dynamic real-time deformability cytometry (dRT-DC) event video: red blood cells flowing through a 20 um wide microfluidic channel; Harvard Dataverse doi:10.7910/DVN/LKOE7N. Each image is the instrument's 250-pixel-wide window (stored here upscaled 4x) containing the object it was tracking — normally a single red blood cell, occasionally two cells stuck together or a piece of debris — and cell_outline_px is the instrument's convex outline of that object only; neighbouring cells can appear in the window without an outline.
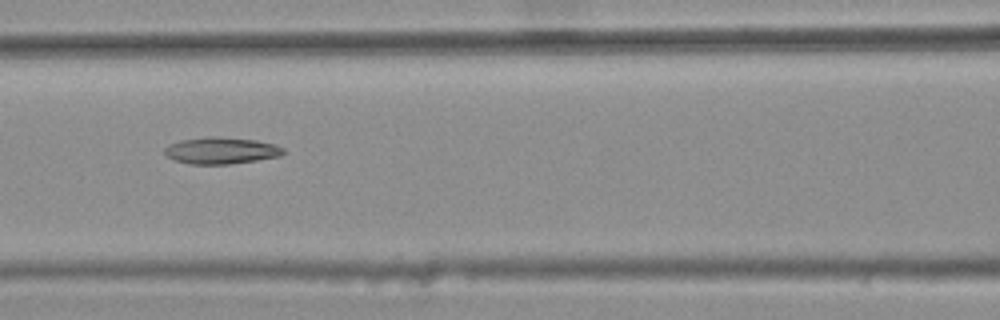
{"species": "common noctule bat (a hibernating species)", "species_latin": "Nyctalus noctula", "temperature_condition": "warm", "stored_images_in_passage": 5, "camera_frame_rate_fps": 3000, "um_per_image_px": 0.085, "animal": {"sex": "female", "body_mass_g": 25.1}, "frame": {"image": 1, "passage_image": 5, "time_ms": 1.333, "image_size_px": [1000, 320], "cell_outline_px": [[284, 152], [280, 156], [256, 160], [228, 164], [192, 164], [176, 160], [168, 156], [164, 152], [164, 148], [168, 144], [180, 140], [208, 136], [216, 136], [256, 140], [276, 144], [284, 148]], "centroid_in_image_um": [18.8, 12.78], "position_along_channel_um": 147.8, "area_um2": 18.44}}